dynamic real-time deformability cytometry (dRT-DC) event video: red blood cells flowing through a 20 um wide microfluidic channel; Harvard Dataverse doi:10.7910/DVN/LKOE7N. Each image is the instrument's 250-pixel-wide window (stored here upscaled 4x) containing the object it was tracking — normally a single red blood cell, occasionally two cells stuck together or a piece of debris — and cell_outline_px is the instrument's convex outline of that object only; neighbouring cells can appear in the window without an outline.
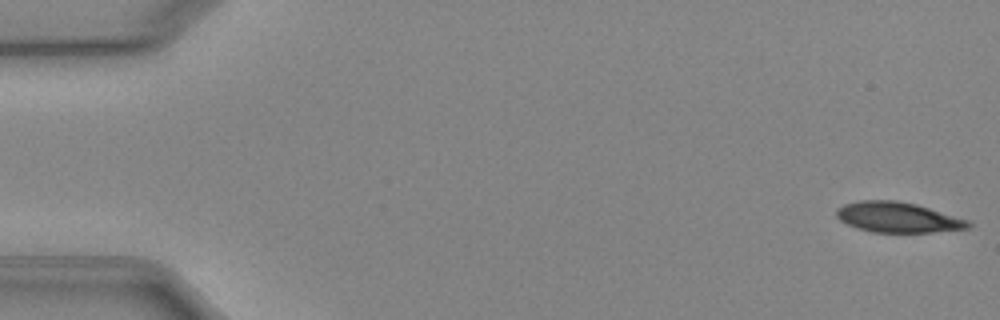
{"species": "Egyptian fruit bat (a non-hibernating species)", "species_latin": "Rousettus aegyptiacus", "temperature_condition": "cold", "stored_images_in_passage": 51, "camera_frame_rate_fps": 3000, "um_per_image_px": 0.085, "animal": {"sex": "female"}, "frame": {"image": 1, "passage_image": 1, "time_ms": 0.0, "image_size_px": [1000, 320], "cell_outline_px": [[972, 224], [968, 228], [932, 232], [872, 232], [848, 224], [840, 220], [836, 216], [836, 208], [844, 204], [860, 200], [896, 200], [916, 204], [968, 220]], "centroid_in_image_um": [76.29, 18.46], "position_along_channel_um": 8.7, "area_um2": 23.06}}
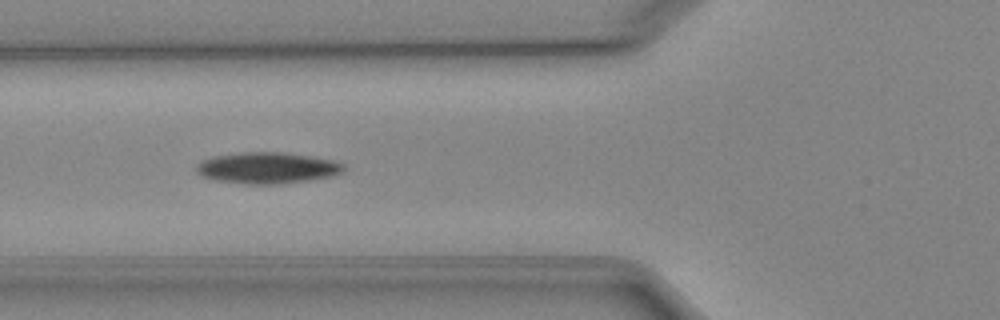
{"frame": {"image": 2, "passage_image": 19, "time_ms": 6.0, "image_size_px": [1000, 320], "cell_outline_px": [[344, 172], [332, 176], [308, 180], [280, 184], [244, 184], [216, 180], [200, 176], [196, 172], [196, 164], [212, 156], [244, 152], [284, 152], [332, 160], [344, 164]], "centroid_in_image_um": [22.69, 14.28], "position_along_channel_um": 103.1, "area_um2": 26.88}}
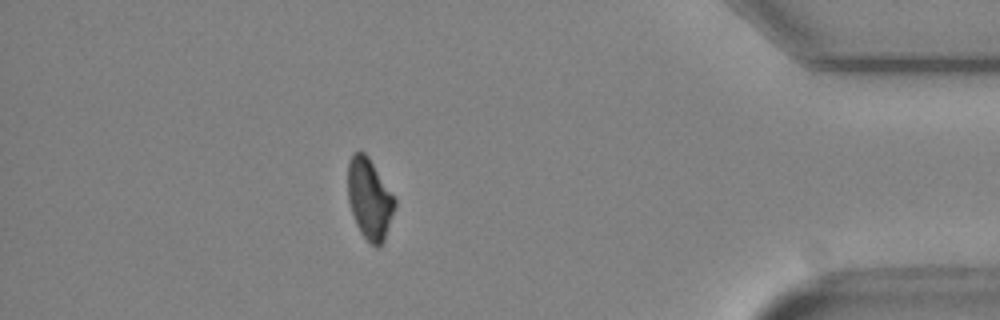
{"frame": {"image": 3, "passage_image": 45, "time_ms": 14.667, "image_size_px": [1000, 320], "cell_outline_px": [[396, 204], [384, 240], [376, 248], [360, 232], [356, 224], [348, 200], [348, 160], [356, 152], [364, 152], [368, 156], [396, 200]], "centroid_in_image_um": [31.4, 16.9], "position_along_channel_um": 403.8, "area_um2": 21.68}, "authors_computed_cell_mechanics": {"area_um2": 24.3338, "velocity_mm_per_s": 3.9481, "shape_relaxation_time_tau1_ms": 6.0073, "shape_relaxation_time_tau2_ms": null, "deformation_change_tau1": 0.1458, "deformation_change_tau2": null}}